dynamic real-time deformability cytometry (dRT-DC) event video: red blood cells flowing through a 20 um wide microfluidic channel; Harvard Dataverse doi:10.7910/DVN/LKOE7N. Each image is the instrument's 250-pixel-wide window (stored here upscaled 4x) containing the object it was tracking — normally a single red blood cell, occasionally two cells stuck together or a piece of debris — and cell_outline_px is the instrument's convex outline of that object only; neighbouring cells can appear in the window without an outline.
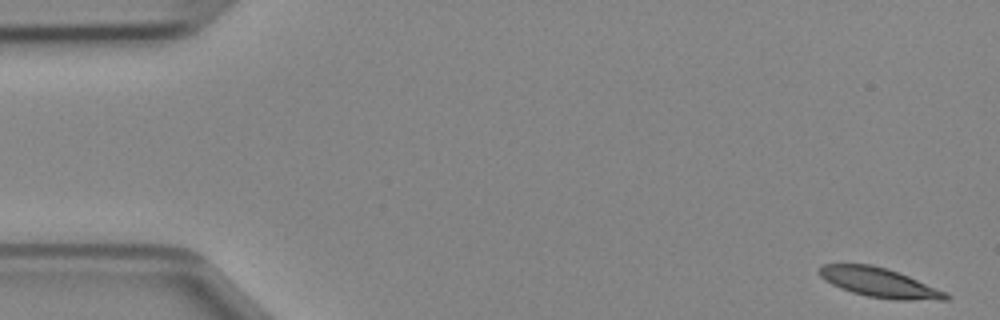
{"species": "Egyptian fruit bat (a non-hibernating species)", "species_latin": "Rousettus aegyptiacus", "temperature_condition": "cold", "stored_images_in_passage": 47, "camera_frame_rate_fps": 3000, "um_per_image_px": 0.085, "animal": {"sex": "female"}, "frame": {"image": 1, "passage_image": 1, "time_ms": 0.0, "image_size_px": [1000, 320], "cell_outline_px": [[952, 296], [948, 300], [896, 300], [868, 296], [852, 292], [840, 288], [824, 280], [820, 276], [820, 268], [824, 264], [872, 264], [908, 276], [948, 292]], "centroid_in_image_um": [74.8, 24.04], "position_along_channel_um": 10.2, "area_um2": 21.56}}
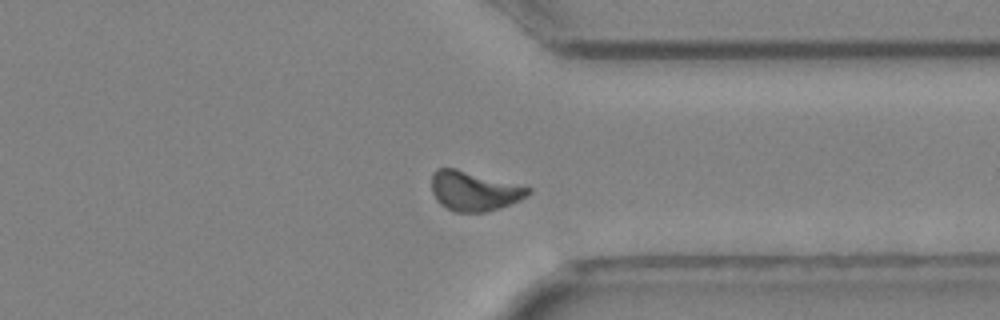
{"frame": {"image": 2, "passage_image": 36, "time_ms": 11.667, "image_size_px": [1000, 320], "cell_outline_px": [[532, 192], [528, 196], [520, 200], [500, 208], [484, 212], [456, 212], [440, 204], [436, 200], [432, 192], [432, 172], [436, 168], [456, 168], [532, 188]], "centroid_in_image_um": [40.3, 16.23], "position_along_channel_um": 371.1, "area_um2": 22.31}}
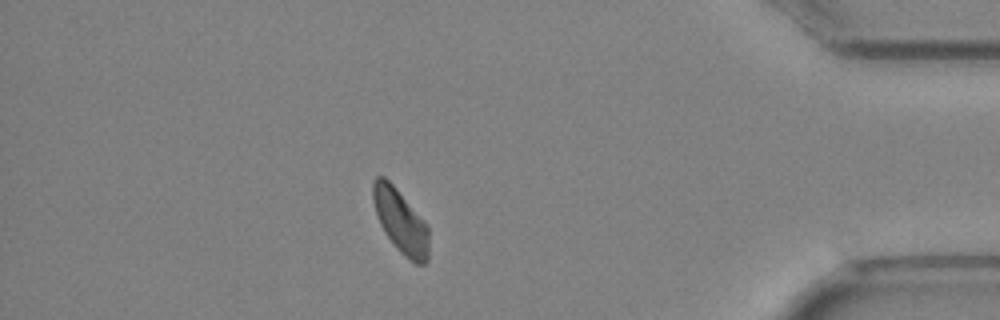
{"frame": {"image": 3, "passage_image": 41, "time_ms": 13.333, "image_size_px": [1000, 320], "cell_outline_px": [[428, 260], [424, 264], [416, 264], [404, 256], [396, 248], [384, 232], [380, 224], [372, 200], [372, 180], [376, 176], [384, 176], [396, 188], [428, 224]], "centroid_in_image_um": [34.04, 18.8], "position_along_channel_um": 401.2, "area_um2": 20.87}}